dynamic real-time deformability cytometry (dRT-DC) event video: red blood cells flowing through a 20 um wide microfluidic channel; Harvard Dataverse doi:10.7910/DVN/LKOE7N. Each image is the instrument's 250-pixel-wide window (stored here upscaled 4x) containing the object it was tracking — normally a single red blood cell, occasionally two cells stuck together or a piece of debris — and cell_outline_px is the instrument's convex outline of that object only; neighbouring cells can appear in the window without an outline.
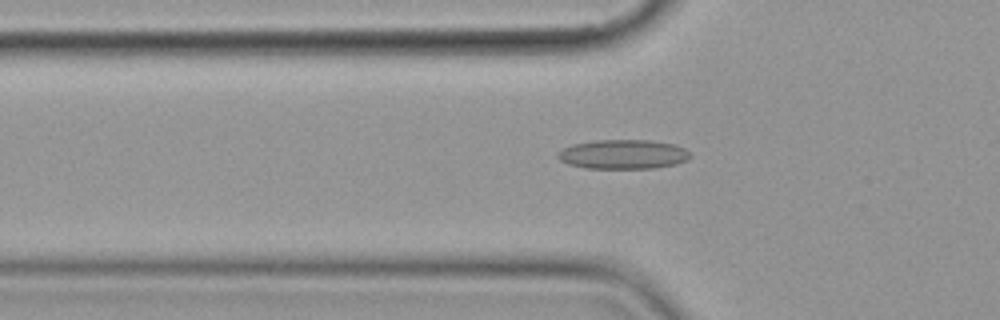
{"species": "common noctule bat (a hibernating species)", "species_latin": "Nyctalus noctula", "temperature_condition": "cold", "stored_images_in_passage": 8, "camera_frame_rate_fps": 3000, "um_per_image_px": 0.085, "animal": {"sex": "female", "body_mass_g": 19.9}, "frame": {"image": 1, "passage_image": 8, "time_ms": 8.333, "image_size_px": [1000, 320], "cell_outline_px": [[692, 156], [688, 160], [676, 164], [656, 168], [588, 168], [568, 164], [560, 160], [556, 156], [556, 152], [572, 144], [596, 140], [652, 140], [672, 144], [684, 148]], "centroid_in_image_um": [52.96, 13.11], "position_along_channel_um": 72.8, "area_um2": 22.72}}